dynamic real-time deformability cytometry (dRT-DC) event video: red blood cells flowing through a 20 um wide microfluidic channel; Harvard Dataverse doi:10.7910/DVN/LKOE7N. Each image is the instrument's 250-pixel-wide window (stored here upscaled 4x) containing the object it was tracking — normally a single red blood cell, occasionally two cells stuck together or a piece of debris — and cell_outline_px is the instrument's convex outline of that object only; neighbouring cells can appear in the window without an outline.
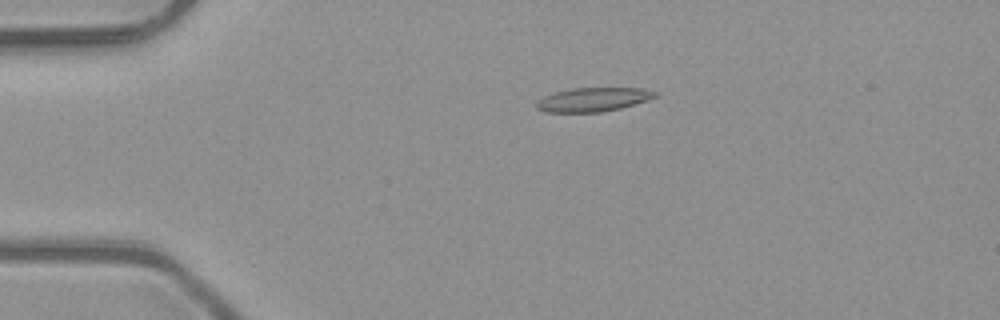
{"species": "common noctule bat (a hibernating species)", "species_latin": "Nyctalus noctula", "temperature_condition": "room temperature", "stored_images_in_passage": 5, "camera_frame_rate_fps": 3000, "um_per_image_px": 0.085, "animal": {"sex": "male", "body_mass_g": 23.1, "forearm_length_mm": 52.7}, "frame": {"image": 1, "passage_image": 4, "time_ms": 1.0, "image_size_px": [1000, 320], "cell_outline_px": [[656, 96], [648, 100], [620, 108], [600, 112], [544, 112], [536, 108], [536, 100], [544, 96], [556, 92], [572, 88], [640, 88], [656, 92]], "centroid_in_image_um": [50.37, 8.46], "position_along_channel_um": 34.6, "area_um2": 16.42}}